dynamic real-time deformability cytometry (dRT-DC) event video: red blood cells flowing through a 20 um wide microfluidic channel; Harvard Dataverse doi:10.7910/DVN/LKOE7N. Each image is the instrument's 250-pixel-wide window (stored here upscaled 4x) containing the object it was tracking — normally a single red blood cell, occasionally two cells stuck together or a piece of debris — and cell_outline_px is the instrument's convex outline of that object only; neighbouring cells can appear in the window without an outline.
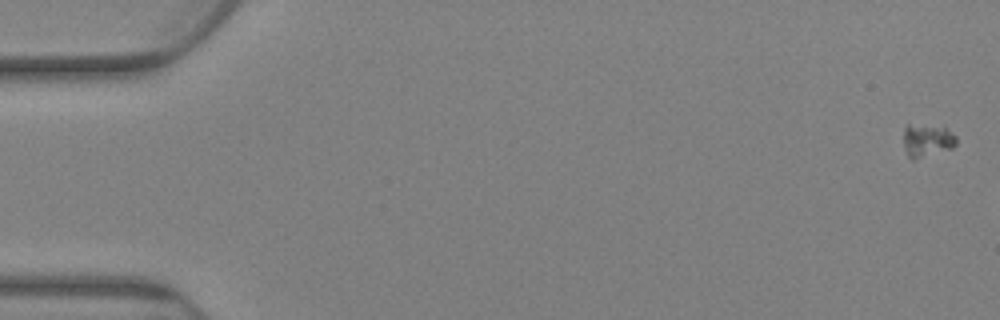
{"species": "Egyptian fruit bat (a non-hibernating species)", "species_latin": "Rousettus aegyptiacus", "temperature_condition": "warm", "stored_images_in_passage": 6, "camera_frame_rate_fps": 3000, "um_per_image_px": 0.085, "animal": {"sex": "female"}, "frame": {"image": 1, "passage_image": 3, "time_ms": 0.667, "image_size_px": [1000, 320], "cell_outline_px": [[956, 144], [952, 148], [912, 160], [908, 156], [904, 144], [904, 128], [908, 124], [944, 124], [956, 136]], "centroid_in_image_um": [78.83, 11.87], "position_along_channel_um": 6.2, "area_um2": 10.46}}